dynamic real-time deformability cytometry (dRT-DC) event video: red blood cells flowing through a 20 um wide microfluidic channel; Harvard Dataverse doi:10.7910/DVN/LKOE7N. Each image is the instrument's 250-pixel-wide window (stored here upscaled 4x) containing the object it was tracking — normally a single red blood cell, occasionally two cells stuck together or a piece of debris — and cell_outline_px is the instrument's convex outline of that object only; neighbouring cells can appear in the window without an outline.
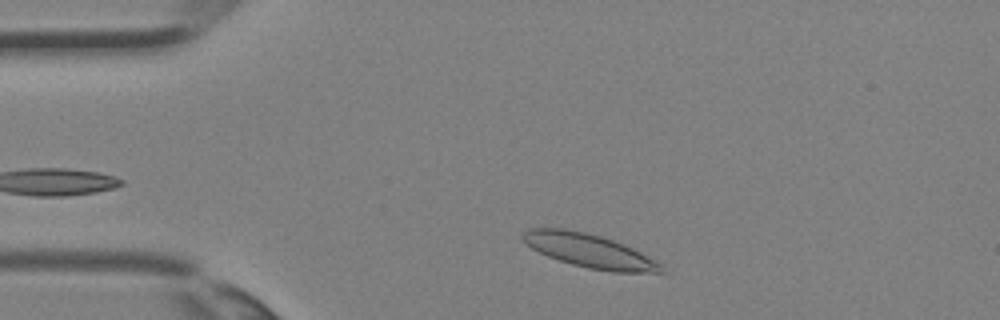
{"species": "Egyptian fruit bat (a non-hibernating species)", "species_latin": "Rousettus aegyptiacus", "temperature_condition": "room temperature", "stored_images_in_passage": 27, "camera_frame_rate_fps": 3000, "um_per_image_px": 0.085, "animal": {"sex": "female"}, "frame": {"image": 1, "passage_image": 2, "time_ms": 0.333, "image_size_px": [1000, 320], "cell_outline_px": [[668, 272], [612, 272], [588, 268], [572, 264], [548, 256], [524, 244], [520, 236], [528, 228], [564, 228], [584, 232], [600, 236], [624, 244], [664, 264]], "centroid_in_image_um": [50.11, 21.32], "position_along_channel_um": 34.9, "area_um2": 27.22}}
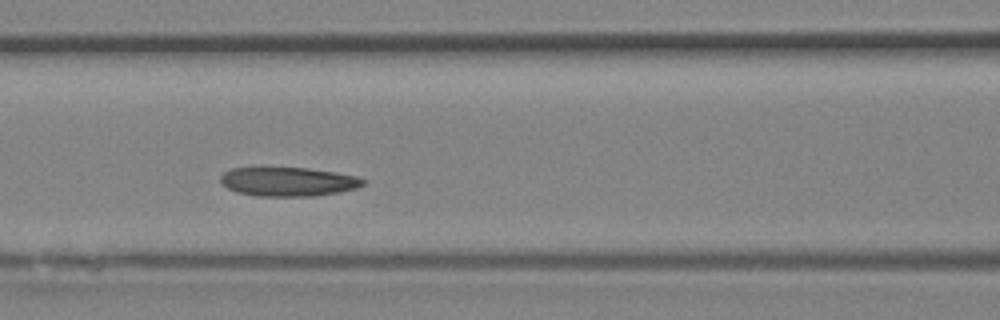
{"frame": {"image": 2, "passage_image": 10, "time_ms": 3.0, "image_size_px": [1000, 320], "cell_outline_px": [[368, 180], [364, 184], [356, 188], [336, 192], [312, 196], [256, 196], [236, 192], [220, 184], [220, 176], [224, 172], [232, 168], [308, 168], [336, 172], [356, 176]], "centroid_in_image_um": [24.47, 15.44], "position_along_channel_um": 142.1, "area_um2": 24.1}}
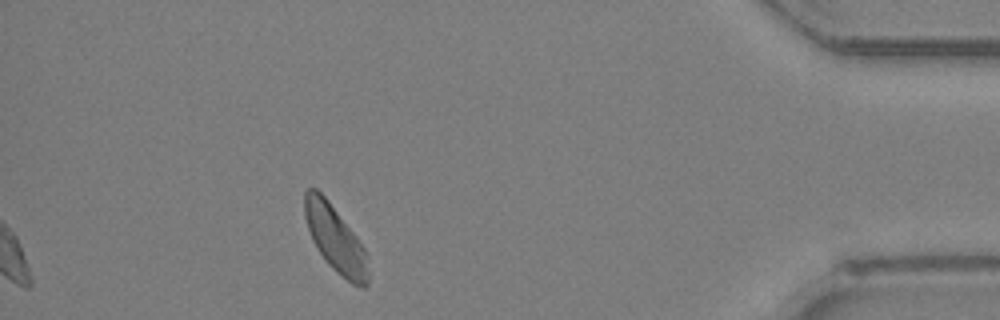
{"frame": {"image": 3, "passage_image": 27, "time_ms": 8.667, "image_size_px": [1000, 320], "cell_outline_px": [[368, 284], [364, 288], [352, 284], [336, 272], [328, 264], [316, 248], [312, 240], [304, 216], [304, 192], [308, 188], [316, 188], [328, 200], [356, 236], [364, 248], [368, 256]], "centroid_in_image_um": [28.5, 20.32], "position_along_channel_um": 406.7, "area_um2": 24.57}}